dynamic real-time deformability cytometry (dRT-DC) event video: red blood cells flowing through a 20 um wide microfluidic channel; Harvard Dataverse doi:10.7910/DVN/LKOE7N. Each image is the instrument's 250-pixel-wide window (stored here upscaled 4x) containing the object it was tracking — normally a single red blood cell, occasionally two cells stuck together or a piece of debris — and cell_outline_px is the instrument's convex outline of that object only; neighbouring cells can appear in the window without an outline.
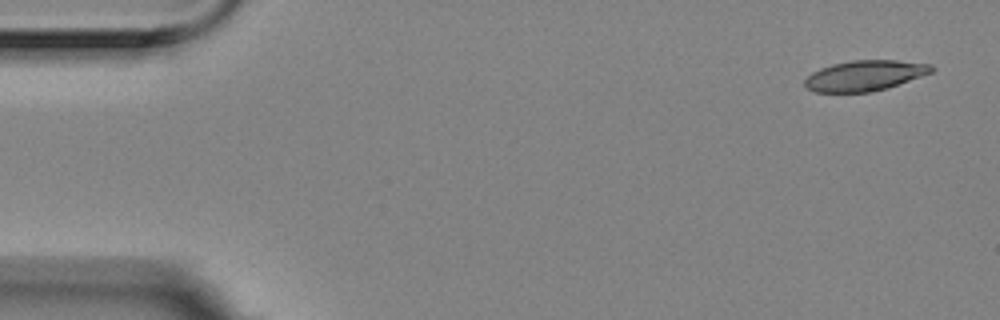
{"species": "Egyptian fruit bat (a non-hibernating species)", "species_latin": "Rousettus aegyptiacus", "temperature_condition": "room temperature", "stored_images_in_passage": 7, "camera_frame_rate_fps": 3000, "um_per_image_px": 0.085, "animal": {"sex": "female"}, "frame": {"image": 1, "passage_image": 1, "time_ms": 0.0, "image_size_px": [1000, 320], "cell_outline_px": [[936, 68], [932, 72], [888, 88], [868, 92], [816, 92], [808, 88], [804, 84], [804, 80], [812, 72], [820, 68], [832, 64], [852, 60], [896, 60], [932, 64]], "centroid_in_image_um": [73.52, 6.42], "position_along_channel_um": 11.5, "area_um2": 22.48}}
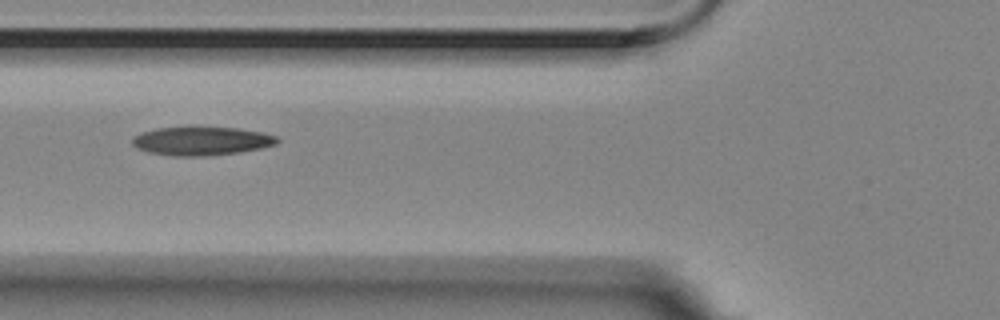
{"frame": {"image": 2, "passage_image": 6, "time_ms": 1.667, "image_size_px": [1000, 320], "cell_outline_px": [[280, 140], [276, 144], [260, 148], [236, 152], [204, 156], [172, 156], [148, 152], [136, 148], [132, 144], [132, 136], [156, 128], [188, 124], [240, 128], [264, 132], [276, 136]], "centroid_in_image_um": [17.09, 11.93], "position_along_channel_um": 108.7, "area_um2": 25.09}}
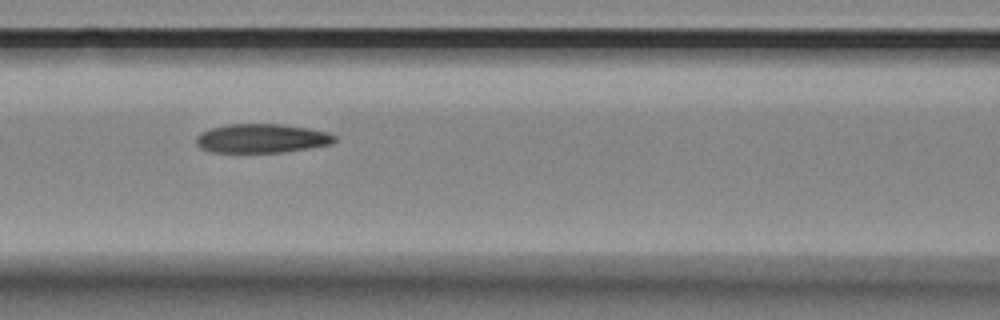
{"frame": {"image": 3, "passage_image": 7, "time_ms": 2.0, "image_size_px": [1000, 320], "cell_outline_px": [[336, 140], [332, 144], [280, 152], [212, 152], [200, 148], [196, 144], [196, 136], [200, 132], [212, 128], [228, 124], [280, 124], [308, 128], [328, 132], [336, 136]], "centroid_in_image_um": [22.23, 11.76], "position_along_channel_um": 144.4, "area_um2": 23.29}}